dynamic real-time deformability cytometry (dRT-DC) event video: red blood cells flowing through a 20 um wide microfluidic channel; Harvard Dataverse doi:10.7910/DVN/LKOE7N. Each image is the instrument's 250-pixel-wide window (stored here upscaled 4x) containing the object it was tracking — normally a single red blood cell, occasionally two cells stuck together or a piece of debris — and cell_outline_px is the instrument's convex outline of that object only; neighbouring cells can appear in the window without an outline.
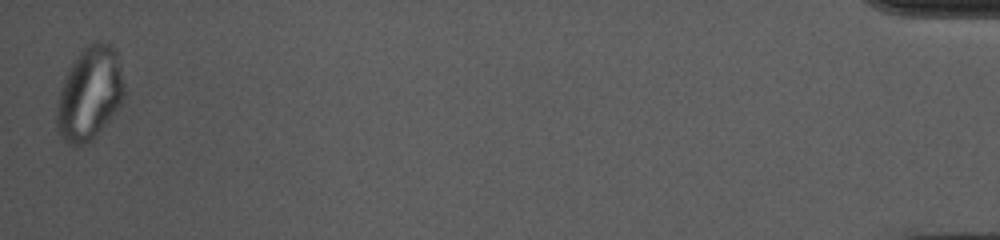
{"species": "common noctule bat (a hibernating species)", "species_latin": "Nyctalus noctula", "temperature_condition": "cold", "stored_images_in_passage": 51, "camera_frame_rate_fps": 3000, "um_per_image_px": 0.085, "animal": {"sex": "female", "body_mass_g": 10.0, "forearm_length_mm": 53.1}, "frame": {"image": 1, "passage_image": 51, "time_ms": 16.667, "image_size_px": [1000, 240], "cell_outline_px": [[124, 100], [96, 136], [92, 140], [84, 144], [68, 144], [60, 136], [56, 128], [56, 112], [60, 92], [64, 76], [68, 68], [80, 52], [88, 44], [96, 40], [112, 44], [116, 52], [124, 84]], "centroid_in_image_um": [7.61, 7.95], "position_along_channel_um": 427.6, "area_um2": 36.59}, "authors_computed_cell_mechanics": {"area_um2": 27.5706, "velocity_mm_per_s": 3.6732, "shape_relaxation_time_tau1_ms": null, "shape_relaxation_time_tau2_ms": 1.4064, "deformation_change_tau1": null, "deformation_change_tau2": 0.0712}}